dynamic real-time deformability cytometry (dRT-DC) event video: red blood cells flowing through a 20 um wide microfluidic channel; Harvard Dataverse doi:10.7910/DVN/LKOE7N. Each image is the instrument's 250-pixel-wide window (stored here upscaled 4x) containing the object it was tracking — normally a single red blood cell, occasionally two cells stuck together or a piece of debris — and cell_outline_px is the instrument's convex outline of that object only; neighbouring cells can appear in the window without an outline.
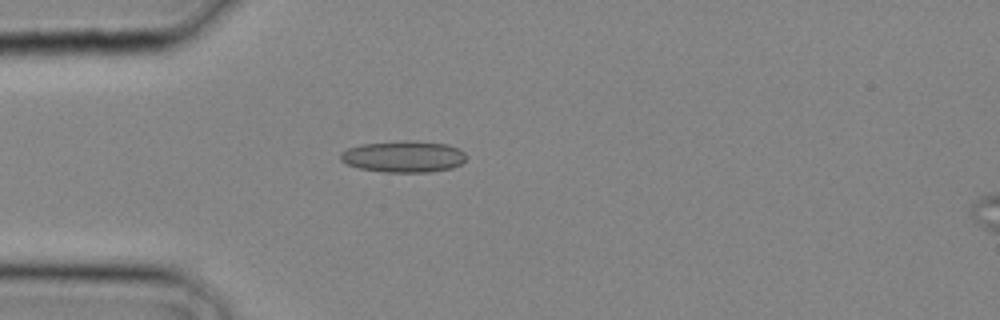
{"species": "common noctule bat (a hibernating species)", "species_latin": "Nyctalus noctula", "temperature_condition": "cold", "stored_images_in_passage": 21, "camera_frame_rate_fps": 3000, "um_per_image_px": 0.085, "animal": {"sex": "male", "body_mass_g": 20.4}, "frame": {"image": 1, "passage_image": 1, "time_ms": 0.0, "image_size_px": [1000, 320], "cell_outline_px": [[468, 156], [460, 164], [452, 168], [428, 172], [384, 172], [360, 168], [348, 164], [340, 160], [340, 152], [348, 148], [360, 144], [400, 140], [416, 140], [448, 144], [460, 148]], "centroid_in_image_um": [34.32, 13.29], "position_along_channel_um": 50.7, "area_um2": 23.41}}
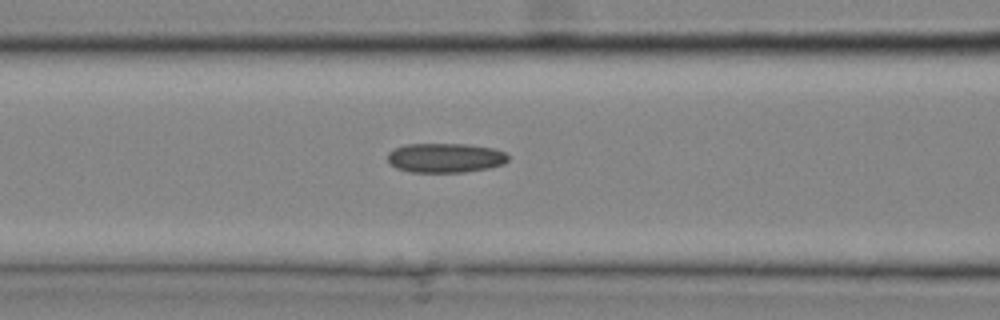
{"frame": {"image": 2, "passage_image": 5, "time_ms": 1.333, "image_size_px": [1000, 320], "cell_outline_px": [[508, 160], [504, 164], [488, 168], [464, 172], [412, 172], [396, 168], [388, 164], [388, 152], [404, 144], [468, 144], [492, 148], [504, 152], [508, 156]], "centroid_in_image_um": [37.83, 13.42], "position_along_channel_um": 128.8, "area_um2": 20.75}}
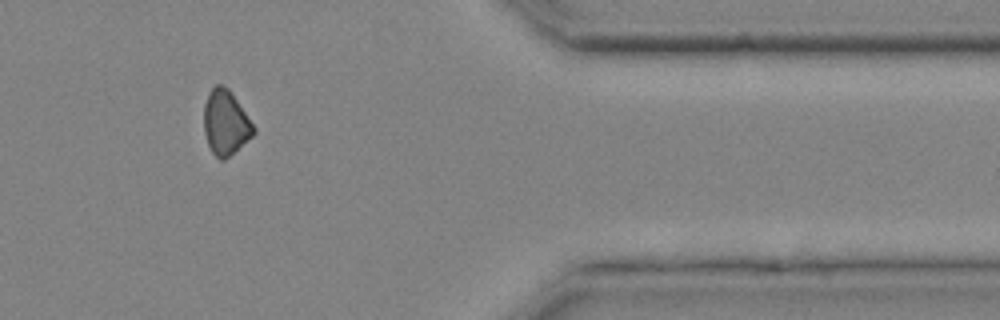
{"frame": {"image": 3, "passage_image": 18, "time_ms": 5.667, "image_size_px": [1000, 320], "cell_outline_px": [[256, 132], [252, 136], [224, 160], [220, 160], [212, 152], [208, 144], [204, 132], [204, 104], [208, 92], [216, 84], [220, 84], [228, 88], [232, 92], [256, 128]], "centroid_in_image_um": [19.17, 10.4], "position_along_channel_um": 392.2, "area_um2": 18.73}}